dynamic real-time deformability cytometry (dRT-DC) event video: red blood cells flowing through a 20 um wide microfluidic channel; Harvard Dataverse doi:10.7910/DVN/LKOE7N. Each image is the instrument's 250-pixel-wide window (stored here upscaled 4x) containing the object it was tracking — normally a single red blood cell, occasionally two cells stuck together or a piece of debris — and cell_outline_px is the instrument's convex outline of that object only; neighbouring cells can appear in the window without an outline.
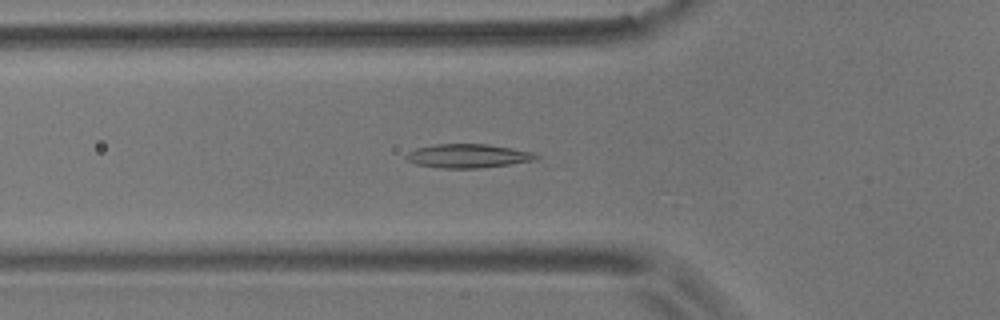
{"species": "common noctule bat (a hibernating species)", "species_latin": "Nyctalus noctula", "temperature_condition": "room temperature", "stored_images_in_passage": 43, "camera_frame_rate_fps": 3000, "um_per_image_px": 0.085, "animal": {"sex": "male", "body_mass_g": 17.9}, "frame": {"image": 1, "passage_image": 6, "time_ms": 1.667, "image_size_px": [1000, 320], "cell_outline_px": [[540, 156], [536, 160], [480, 168], [440, 168], [416, 164], [408, 160], [404, 156], [408, 152], [416, 148], [436, 144], [488, 144], [512, 148], [532, 152]], "centroid_in_image_um": [39.77, 13.25], "position_along_channel_um": 86.0, "area_um2": 17.98}}
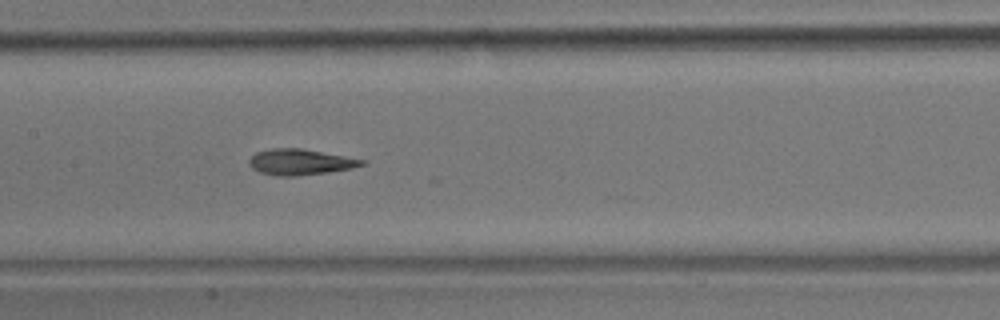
{"frame": {"image": 2, "passage_image": 14, "time_ms": 4.333, "image_size_px": [1000, 320], "cell_outline_px": [[368, 160], [364, 164], [352, 168], [328, 172], [296, 176], [276, 176], [260, 172], [252, 168], [248, 164], [248, 160], [256, 152], [272, 148], [300, 148]], "centroid_in_image_um": [25.51, 13.77], "position_along_channel_um": 181.9, "area_um2": 16.99}}
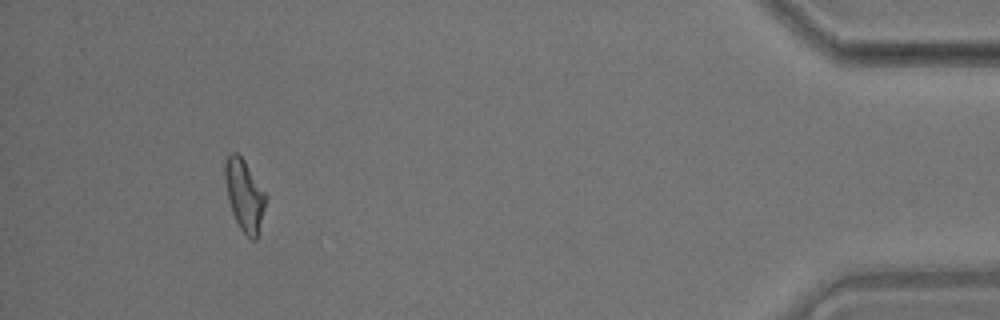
{"frame": {"image": 3, "passage_image": 39, "time_ms": 12.667, "image_size_px": [1000, 320], "cell_outline_px": [[268, 196], [256, 240], [252, 240], [240, 228], [232, 212], [228, 200], [224, 176], [224, 160], [232, 152], [236, 152], [244, 160]], "centroid_in_image_um": [20.77, 16.57], "position_along_channel_um": 414.4, "area_um2": 16.94}, "authors_computed_cell_mechanics": {"area_um2": 16.9932, "velocity_mm_per_s": 3.5669, "shape_relaxation_time_tau1_ms": null, "shape_relaxation_time_tau2_ms": 2.4934, "deformation_change_tau1": null, "deformation_change_tau2": 0.1131}}